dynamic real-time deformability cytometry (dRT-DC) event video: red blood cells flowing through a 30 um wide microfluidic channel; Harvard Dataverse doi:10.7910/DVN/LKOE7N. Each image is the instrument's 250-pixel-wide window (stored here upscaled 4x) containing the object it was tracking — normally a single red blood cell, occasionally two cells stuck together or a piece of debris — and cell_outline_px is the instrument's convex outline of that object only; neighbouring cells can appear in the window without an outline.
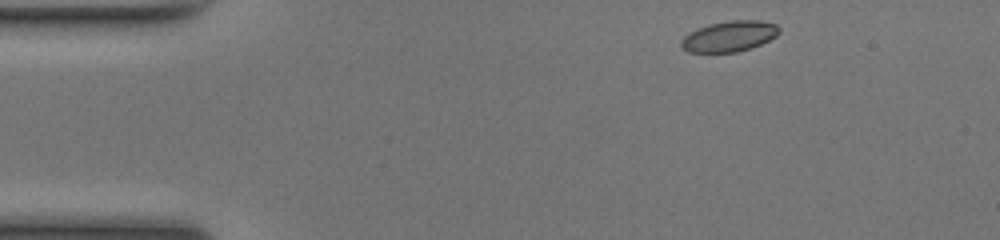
{"species": "common noctule bat (a hibernating species)", "species_latin": "Nyctalus noctula", "temperature_condition": "room temperature", "stored_images_in_passage": 44, "camera_frame_rate_fps": 3000, "um_per_image_px": 0.085, "animal": {"sex": "female", "body_mass_g": 17.0, "forearm_length_mm": 48.0}, "frame": {"image": 1, "passage_image": 1, "time_ms": 0.0, "image_size_px": [1000, 240], "cell_outline_px": [[780, 32], [776, 36], [752, 48], [736, 52], [688, 52], [680, 44], [680, 40], [688, 32], [696, 28], [708, 24], [732, 20], [760, 20], [776, 24], [780, 28]], "centroid_in_image_um": [61.98, 3.07], "position_along_channel_um": 23.0, "area_um2": 17.63}}
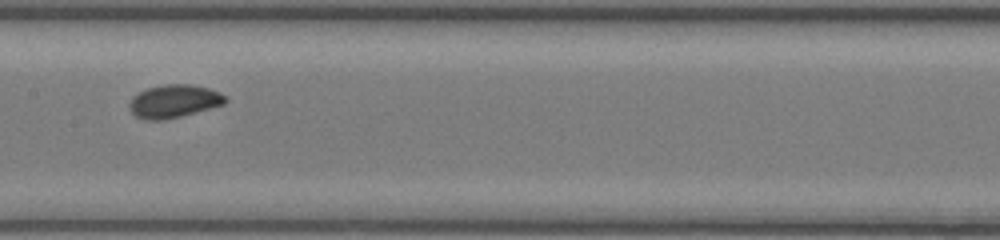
{"frame": {"image": 2, "passage_image": 19, "time_ms": 6.0, "image_size_px": [1000, 240], "cell_outline_px": [[228, 100], [224, 104], [180, 116], [164, 120], [144, 120], [136, 116], [128, 108], [128, 104], [132, 96], [148, 88], [160, 84], [192, 84], [208, 88], [220, 92]], "centroid_in_image_um": [14.75, 8.59], "position_along_channel_um": 192.6, "area_um2": 18.5}}
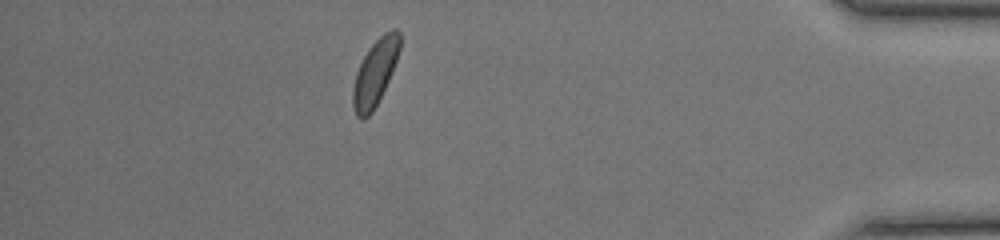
{"frame": {"image": 3, "passage_image": 38, "time_ms": 12.333, "image_size_px": [1000, 240], "cell_outline_px": [[400, 48], [392, 72], [372, 112], [364, 120], [360, 120], [356, 116], [352, 104], [352, 88], [356, 72], [368, 48], [384, 32], [392, 28], [396, 28], [400, 32]], "centroid_in_image_um": [31.86, 6.17], "position_along_channel_um": 403.3, "area_um2": 17.98}, "authors_computed_cell_mechanics": {"area_um2": 17.7446, "velocity_mm_per_s": 4.1159, "shape_relaxation_time_tau1_ms": 1.4546, "shape_relaxation_time_tau2_ms": null, "deformation_change_tau1": 0.0414, "deformation_change_tau2": null}}